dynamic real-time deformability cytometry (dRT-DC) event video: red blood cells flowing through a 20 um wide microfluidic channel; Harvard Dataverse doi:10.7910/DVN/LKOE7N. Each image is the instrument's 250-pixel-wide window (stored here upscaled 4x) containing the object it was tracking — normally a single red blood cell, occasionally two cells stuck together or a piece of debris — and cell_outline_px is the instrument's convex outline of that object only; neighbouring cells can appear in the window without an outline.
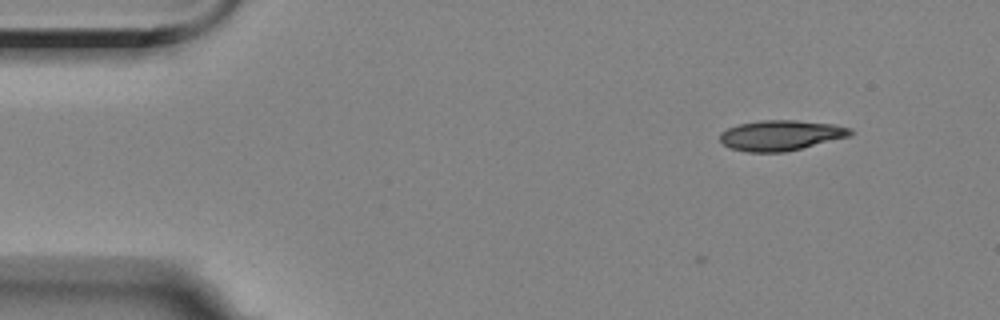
{"species": "Egyptian fruit bat (a non-hibernating species)", "species_latin": "Rousettus aegyptiacus", "temperature_condition": "room temperature", "stored_images_in_passage": 4, "camera_frame_rate_fps": 3000, "um_per_image_px": 0.085, "animal": {"sex": "female"}, "frame": {"image": 1, "passage_image": 2, "time_ms": 1.0, "image_size_px": [1000, 320], "cell_outline_px": [[856, 132], [852, 136], [784, 152], [748, 152], [732, 148], [724, 144], [720, 140], [720, 132], [728, 128], [740, 124], [760, 120], [796, 120], [832, 124], [852, 128]], "centroid_in_image_um": [66.42, 11.5], "position_along_channel_um": 18.6, "area_um2": 23.06}}
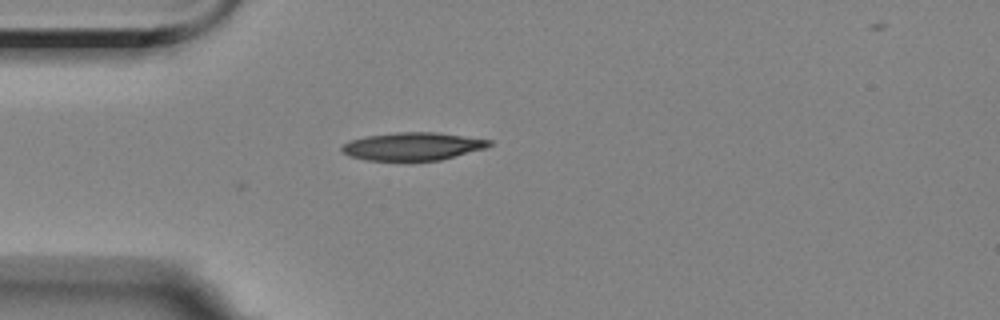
{"frame": {"image": 2, "passage_image": 4, "time_ms": 4.0, "image_size_px": [1000, 320], "cell_outline_px": [[492, 144], [484, 148], [440, 160], [364, 160], [348, 156], [340, 152], [340, 148], [344, 144], [352, 140], [364, 136], [396, 132], [436, 132], [492, 140]], "centroid_in_image_um": [35.02, 12.43], "position_along_channel_um": 50.0, "area_um2": 23.87}}